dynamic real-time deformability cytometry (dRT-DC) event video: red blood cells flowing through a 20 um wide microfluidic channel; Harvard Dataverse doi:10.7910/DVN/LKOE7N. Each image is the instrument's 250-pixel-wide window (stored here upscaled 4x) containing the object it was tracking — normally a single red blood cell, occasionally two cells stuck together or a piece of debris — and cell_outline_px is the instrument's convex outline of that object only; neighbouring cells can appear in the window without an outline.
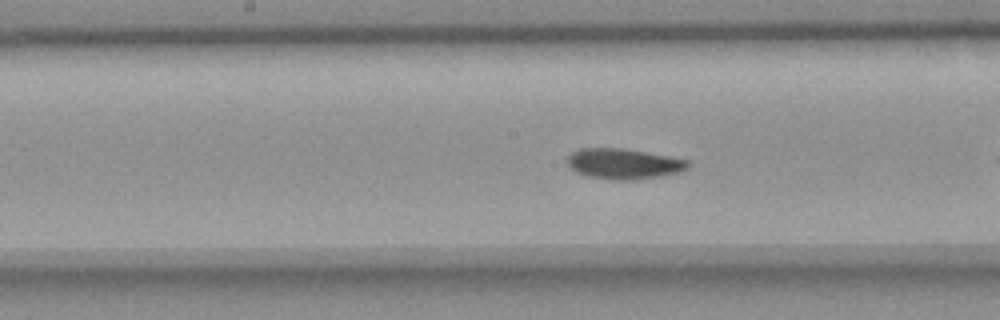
{"species": "common noctule bat (a hibernating species)", "species_latin": "Nyctalus noctula", "temperature_condition": "room temperature", "stored_images_in_passage": 8, "camera_frame_rate_fps": 3000, "um_per_image_px": 0.085, "animal": {"sex": "female", "body_mass_g": 18.4}, "frame": {"image": 1, "passage_image": 6, "time_ms": 1.667, "image_size_px": [1000, 320], "cell_outline_px": [[692, 164], [688, 168], [680, 172], [664, 176], [636, 180], [612, 180], [584, 176], [568, 168], [568, 156], [572, 152], [580, 148], [624, 148], [668, 156], [688, 160]], "centroid_in_image_um": [53.02, 13.94], "position_along_channel_um": 195.2, "area_um2": 21.85}}